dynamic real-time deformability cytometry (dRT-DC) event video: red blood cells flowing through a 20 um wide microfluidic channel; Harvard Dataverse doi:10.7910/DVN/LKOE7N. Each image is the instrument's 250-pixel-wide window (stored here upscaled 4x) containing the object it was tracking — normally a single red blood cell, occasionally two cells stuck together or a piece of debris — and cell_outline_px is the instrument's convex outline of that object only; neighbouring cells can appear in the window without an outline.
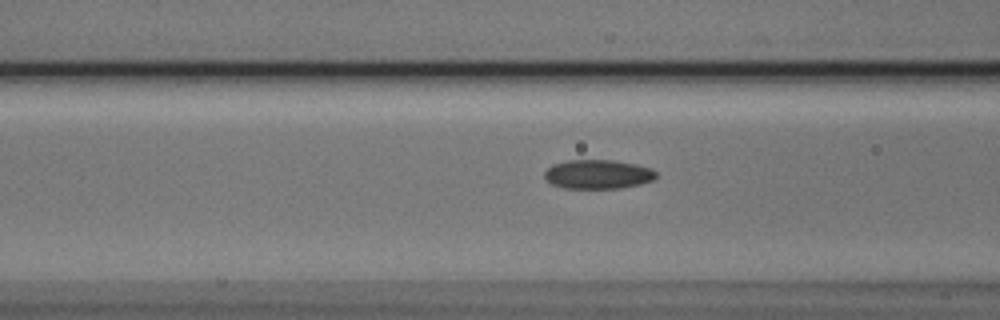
{"species": "Egyptian fruit bat (a non-hibernating species)", "species_latin": "Rousettus aegyptiacus", "temperature_condition": "cold", "stored_images_in_passage": 22, "camera_frame_rate_fps": 3000, "um_per_image_px": 0.085, "animal": {"sex": "male"}, "frame": {"image": 1, "passage_image": 16, "time_ms": 5.0, "image_size_px": [1000, 320], "cell_outline_px": [[656, 176], [652, 180], [640, 184], [620, 188], [564, 188], [552, 184], [544, 176], [544, 172], [552, 164], [568, 160], [612, 160], [636, 164], [652, 168], [656, 172]], "centroid_in_image_um": [50.82, 14.81], "position_along_channel_um": 115.8, "area_um2": 18.9}}
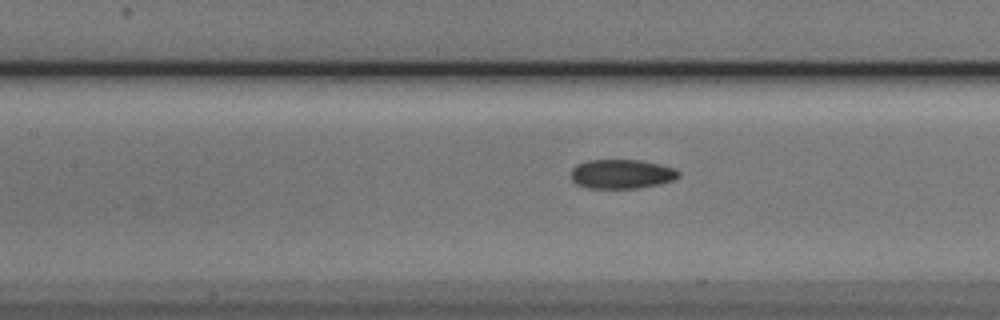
{"frame": {"image": 2, "passage_image": 19, "time_ms": 6.0, "image_size_px": [1000, 320], "cell_outline_px": [[680, 176], [676, 180], [660, 184], [640, 188], [588, 188], [576, 184], [572, 180], [572, 168], [576, 164], [588, 160], [640, 160], [660, 164], [676, 168], [680, 172]], "centroid_in_image_um": [52.88, 14.79], "position_along_channel_um": 154.5, "area_um2": 18.61}}